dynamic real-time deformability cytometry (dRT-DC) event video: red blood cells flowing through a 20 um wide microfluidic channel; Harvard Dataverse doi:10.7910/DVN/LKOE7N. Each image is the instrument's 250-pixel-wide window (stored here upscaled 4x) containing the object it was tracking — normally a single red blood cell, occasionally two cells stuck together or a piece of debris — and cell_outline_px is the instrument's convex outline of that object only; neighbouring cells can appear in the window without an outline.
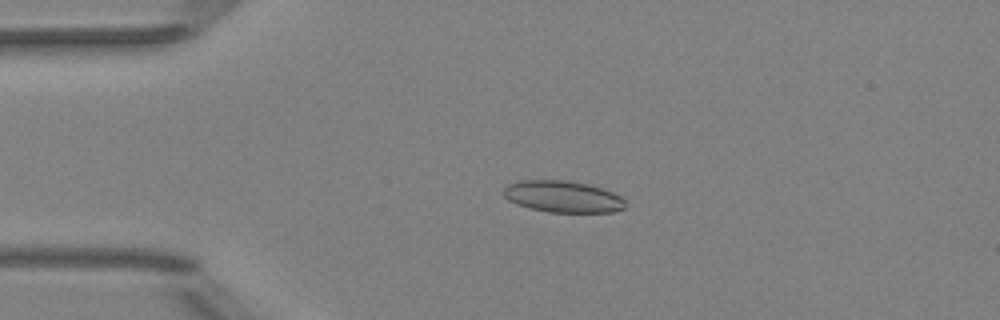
{"species": "Egyptian fruit bat (a non-hibernating species)", "species_latin": "Rousettus aegyptiacus", "temperature_condition": "room temperature", "stored_images_in_passage": 5, "camera_frame_rate_fps": 3000, "um_per_image_px": 0.085, "animal": {"sex": "female"}, "frame": {"image": 1, "passage_image": 4, "time_ms": 3.333, "image_size_px": [1000, 320], "cell_outline_px": [[624, 208], [612, 212], [548, 212], [528, 208], [516, 204], [508, 200], [504, 196], [504, 188], [508, 184], [520, 180], [568, 180], [588, 184], [604, 188], [620, 196], [624, 200]], "centroid_in_image_um": [47.82, 16.7], "position_along_channel_um": 37.2, "area_um2": 22.54}}